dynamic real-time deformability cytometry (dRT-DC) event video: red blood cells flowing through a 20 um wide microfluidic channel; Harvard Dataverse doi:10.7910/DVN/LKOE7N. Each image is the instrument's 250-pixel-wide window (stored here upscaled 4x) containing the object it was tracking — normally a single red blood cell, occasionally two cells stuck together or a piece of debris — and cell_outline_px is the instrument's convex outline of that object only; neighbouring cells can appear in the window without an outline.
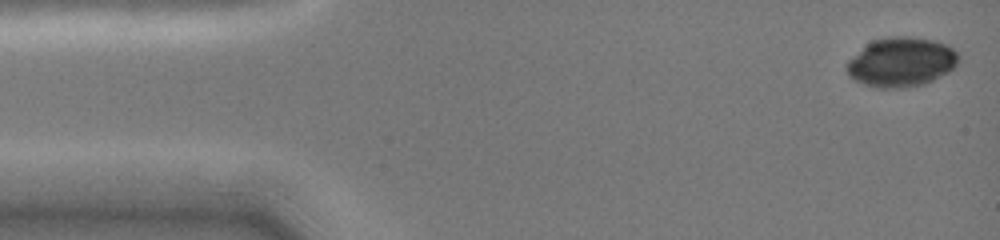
{"species": "common noctule bat (a hibernating species)", "species_latin": "Nyctalus noctula", "temperature_condition": "cold", "stored_images_in_passage": 44, "camera_frame_rate_fps": 3000, "um_per_image_px": 0.085, "animal": {"sex": "female", "body_mass_g": 19.0, "forearm_length_mm": 51.5}, "frame": {"image": 1, "passage_image": 1, "time_ms": 0.0, "image_size_px": [1000, 240], "cell_outline_px": [[960, 60], [948, 72], [924, 84], [908, 88], [872, 88], [852, 80], [848, 76], [844, 68], [844, 64], [848, 60], [872, 40], [888, 36], [912, 36], [936, 40], [948, 44], [960, 56]], "centroid_in_image_um": [76.57, 5.28], "position_along_channel_um": 8.4, "area_um2": 32.89}}
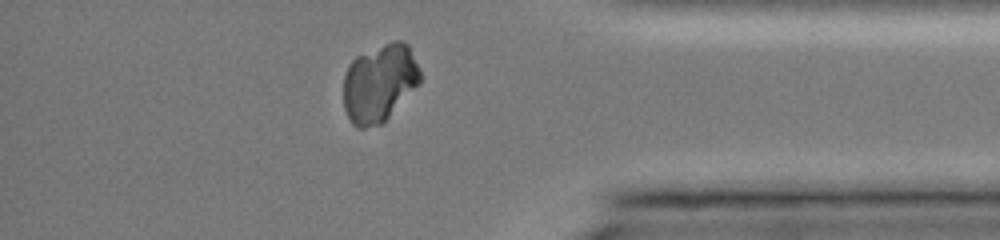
{"frame": {"image": 2, "passage_image": 39, "time_ms": 12.667, "image_size_px": [1000, 240], "cell_outline_px": [[420, 84], [380, 124], [364, 128], [356, 128], [352, 124], [344, 108], [344, 76], [348, 64], [356, 56], [392, 40], [400, 40], [408, 44], [420, 68]], "centroid_in_image_um": [32.25, 7.03], "position_along_channel_um": 402.9, "area_um2": 34.8}}